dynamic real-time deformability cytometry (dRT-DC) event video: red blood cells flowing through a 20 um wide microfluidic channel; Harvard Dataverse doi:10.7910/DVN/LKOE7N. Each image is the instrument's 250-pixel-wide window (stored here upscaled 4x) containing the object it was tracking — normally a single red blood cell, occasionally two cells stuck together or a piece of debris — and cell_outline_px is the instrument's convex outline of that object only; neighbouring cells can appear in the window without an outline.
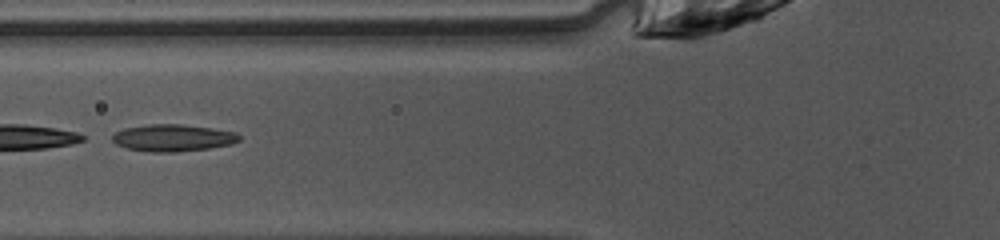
{"species": "common noctule bat (a hibernating species)", "species_latin": "Nyctalus noctula", "temperature_condition": "warm", "stored_images_in_passage": 41, "camera_frame_rate_fps": 3000, "um_per_image_px": 0.085, "animal": {"sex": "female", "body_mass_g": 10.0, "forearm_length_mm": 53.1}, "frame": {"image": 1, "passage_image": 15, "time_ms": 4.667, "image_size_px": [1000, 240], "cell_outline_px": [[240, 140], [232, 144], [208, 148], [176, 152], [152, 152], [128, 148], [116, 144], [112, 140], [112, 136], [116, 132], [124, 128], [148, 124], [180, 124], [212, 128], [236, 132], [240, 136]], "centroid_in_image_um": [14.7, 11.71], "position_along_channel_um": 111.1, "area_um2": 19.88}}
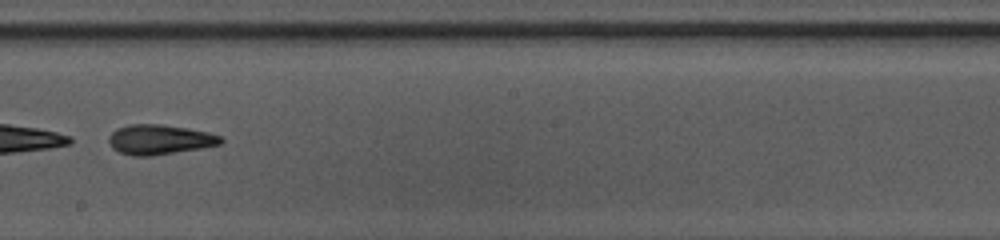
{"frame": {"image": 2, "passage_image": 24, "time_ms": 7.667, "image_size_px": [1000, 240], "cell_outline_px": [[224, 140], [220, 144], [200, 148], [152, 156], [132, 156], [120, 152], [112, 148], [108, 140], [108, 136], [116, 128], [128, 124], [160, 124], [188, 128], [208, 132], [220, 136]], "centroid_in_image_um": [13.53, 11.86], "position_along_channel_um": 234.7, "area_um2": 19.54}}
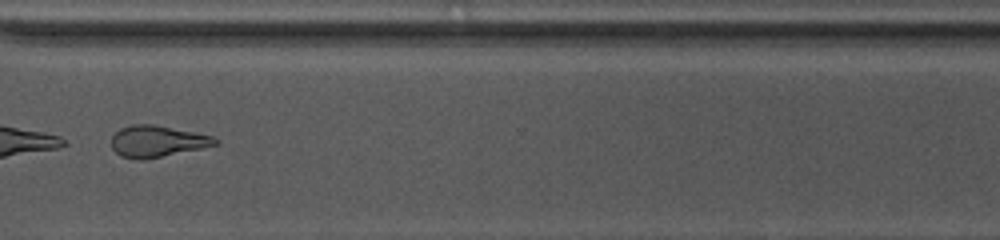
{"frame": {"image": 3, "passage_image": 33, "time_ms": 10.667, "image_size_px": [1000, 240], "cell_outline_px": [[220, 144], [144, 160], [136, 160], [120, 156], [112, 148], [112, 136], [120, 128], [132, 124], [152, 124], [196, 132], [212, 136], [220, 140]], "centroid_in_image_um": [13.37, 12.01], "position_along_channel_um": 357.2, "area_um2": 19.13}, "authors_computed_cell_mechanics": {"area_um2": 19.8832, "velocity_mm_per_s": 4.0952, "shape_relaxation_time_tau1_ms": 1.0116, "shape_relaxation_time_tau2_ms": 2.7647, "deformation_change_tau1": 0.2551, "deformation_change_tau2": 0.1162}}